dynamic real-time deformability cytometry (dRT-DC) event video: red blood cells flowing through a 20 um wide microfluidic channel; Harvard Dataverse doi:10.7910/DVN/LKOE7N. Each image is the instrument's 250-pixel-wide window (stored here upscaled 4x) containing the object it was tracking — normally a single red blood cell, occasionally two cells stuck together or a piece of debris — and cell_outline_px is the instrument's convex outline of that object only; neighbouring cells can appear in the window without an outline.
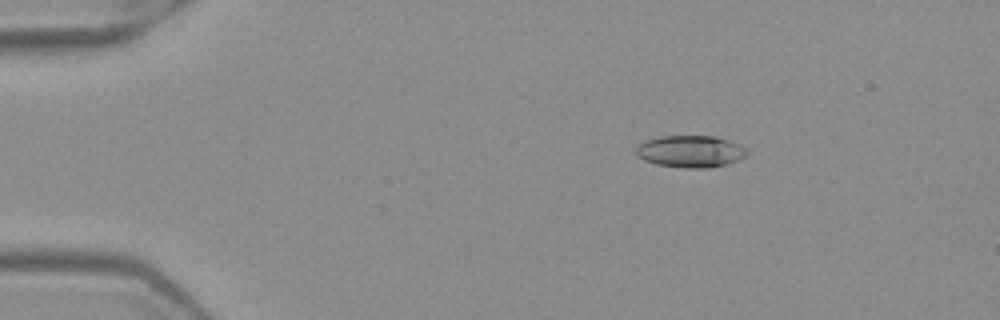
{"species": "Egyptian fruit bat (a non-hibernating species)", "species_latin": "Rousettus aegyptiacus", "temperature_condition": "warm", "stored_images_in_passage": 7, "camera_frame_rate_fps": 3000, "um_per_image_px": 0.085, "frame": {"image": 1, "passage_image": 3, "time_ms": 0.667, "image_size_px": [1000, 320], "cell_outline_px": [[748, 156], [740, 160], [728, 164], [708, 168], [684, 168], [656, 164], [644, 160], [636, 156], [636, 148], [644, 140], [660, 136], [716, 136], [740, 144], [748, 152]], "centroid_in_image_um": [58.71, 12.87], "position_along_channel_um": 26.3, "area_um2": 20.92}}
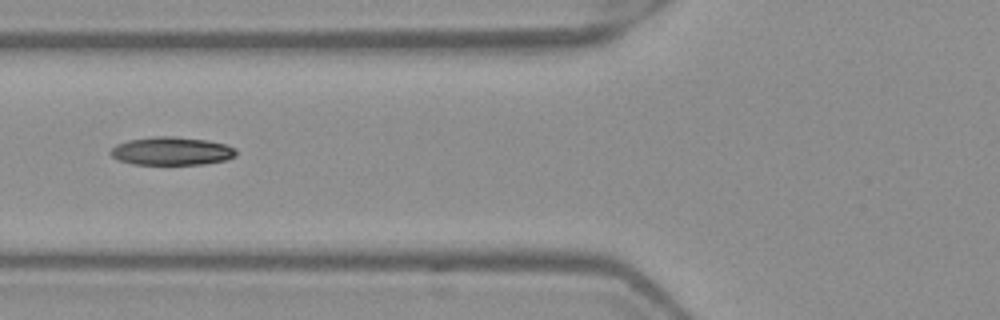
{"frame": {"image": 2, "passage_image": 6, "time_ms": 1.667, "image_size_px": [1000, 320], "cell_outline_px": [[236, 156], [228, 160], [204, 164], [132, 164], [120, 160], [112, 156], [108, 152], [116, 144], [128, 140], [152, 136], [172, 136], [208, 140], [224, 144], [236, 148]], "centroid_in_image_um": [14.6, 12.83], "position_along_channel_um": 111.2, "area_um2": 20.75}}
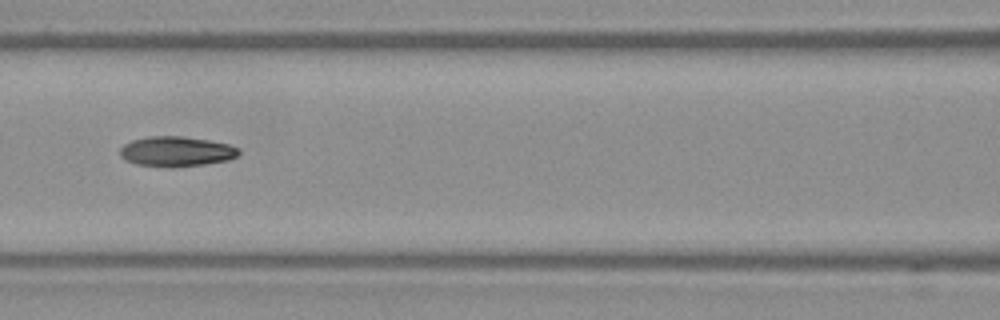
{"frame": {"image": 3, "passage_image": 7, "time_ms": 2.0, "image_size_px": [1000, 320], "cell_outline_px": [[240, 152], [236, 156], [228, 160], [204, 164], [172, 168], [168, 168], [136, 164], [124, 160], [120, 156], [120, 148], [124, 144], [132, 140], [148, 136], [180, 136], [208, 140], [228, 144], [240, 148]], "centroid_in_image_um": [14.96, 12.88], "position_along_channel_um": 151.6, "area_um2": 20.98}}